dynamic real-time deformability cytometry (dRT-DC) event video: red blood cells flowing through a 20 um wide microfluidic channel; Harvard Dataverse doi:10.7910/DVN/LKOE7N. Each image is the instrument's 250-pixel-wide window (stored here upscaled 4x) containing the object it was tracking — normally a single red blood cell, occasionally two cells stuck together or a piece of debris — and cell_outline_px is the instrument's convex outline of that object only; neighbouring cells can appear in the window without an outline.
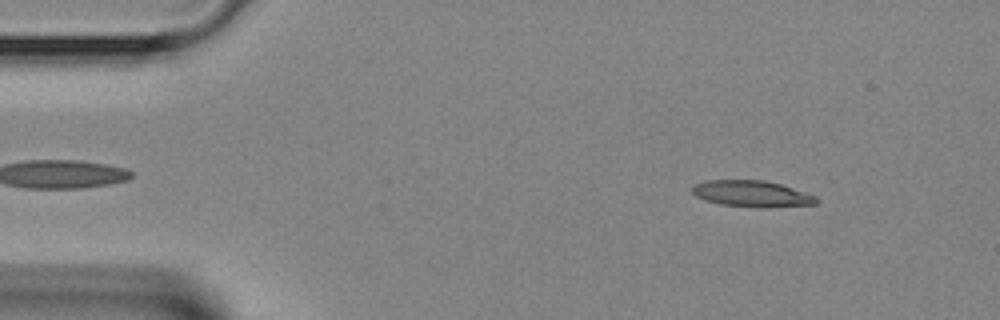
{"species": "Egyptian fruit bat (a non-hibernating species)", "species_latin": "Rousettus aegyptiacus", "temperature_condition": "room temperature", "stored_images_in_passage": 33, "camera_frame_rate_fps": 3000, "um_per_image_px": 0.085, "animal": {"sex": "female"}, "frame": {"image": 1, "passage_image": 4, "time_ms": 1.0, "image_size_px": [1000, 320], "cell_outline_px": [[820, 200], [816, 204], [764, 208], [760, 208], [720, 204], [704, 200], [696, 196], [692, 192], [692, 188], [696, 184], [704, 180], [764, 180], [780, 184], [816, 196]], "centroid_in_image_um": [63.91, 16.47], "position_along_channel_um": 21.1, "area_um2": 19.07}}
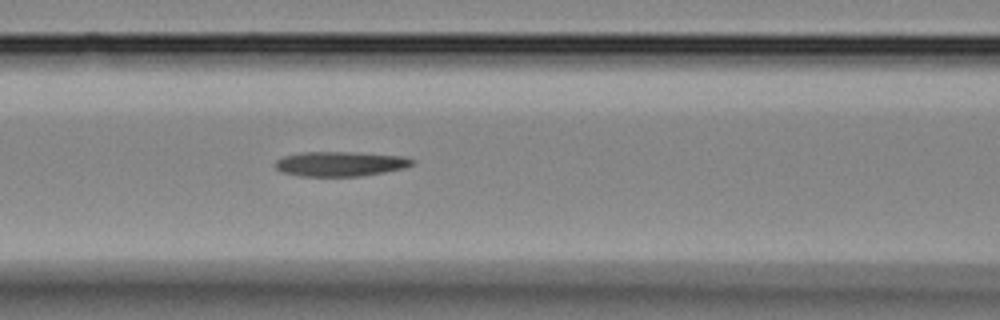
{"frame": {"image": 2, "passage_image": 16, "time_ms": 5.0, "image_size_px": [1000, 320], "cell_outline_px": [[416, 164], [404, 168], [384, 172], [360, 176], [300, 176], [284, 172], [276, 168], [276, 160], [284, 156], [304, 152], [348, 152], [404, 156], [416, 160]], "centroid_in_image_um": [28.98, 13.92], "position_along_channel_um": 137.6, "area_um2": 19.65}}
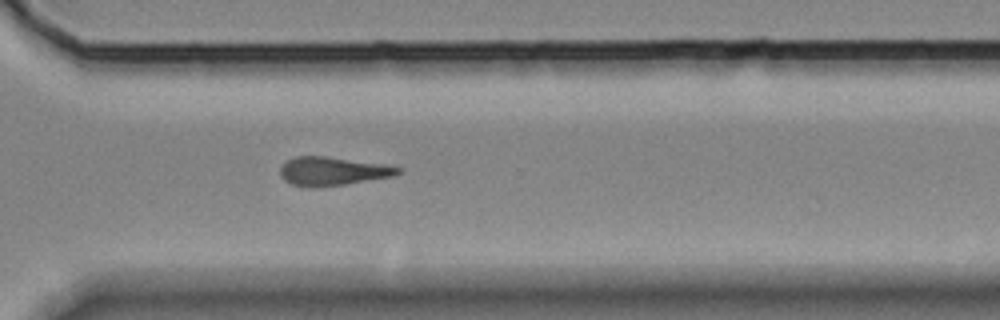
{"frame": {"image": 3, "passage_image": 29, "time_ms": 9.333, "image_size_px": [1000, 320], "cell_outline_px": [[400, 172], [392, 176], [344, 184], [312, 188], [308, 188], [292, 184], [284, 180], [280, 176], [280, 168], [288, 160], [296, 156], [324, 156], [384, 164], [400, 168]], "centroid_in_image_um": [28.21, 14.56], "position_along_channel_um": 342.4, "area_um2": 19.36}}